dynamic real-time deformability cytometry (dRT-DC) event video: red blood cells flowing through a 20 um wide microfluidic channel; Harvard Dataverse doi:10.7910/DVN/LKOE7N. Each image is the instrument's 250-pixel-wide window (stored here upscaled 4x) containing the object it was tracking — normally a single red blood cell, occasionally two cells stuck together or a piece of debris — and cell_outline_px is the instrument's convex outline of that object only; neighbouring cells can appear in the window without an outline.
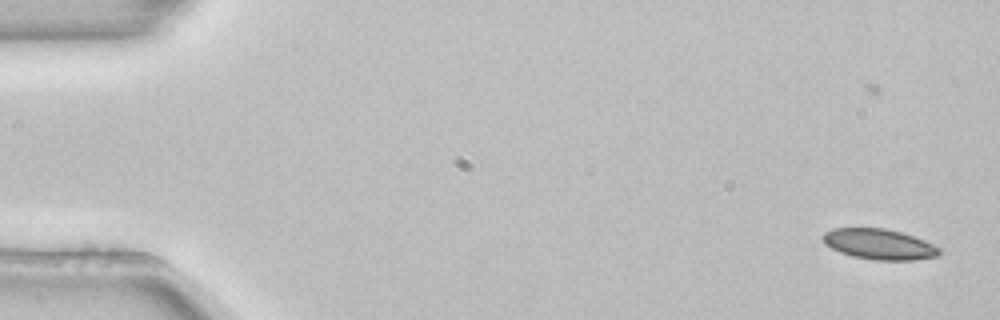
{"species": "common noctule bat (a hibernating species)", "species_latin": "Nyctalus noctula", "temperature_condition": "room temperature", "stored_images_in_passage": 5, "segment_of_instrument_passage": [1, 2], "camera_frame_rate_fps": 3000, "um_per_image_px": 0.085, "animal": {"sex": "female", "body_mass_g": 22.7, "forearm_length_mm": 54.2}, "frame": {"image": 1, "passage_image": 1, "time_ms": 0.0, "image_size_px": [1000, 320], "cell_outline_px": [[940, 252], [936, 256], [912, 260], [872, 260], [852, 256], [840, 252], [824, 244], [820, 236], [824, 232], [832, 228], [884, 228], [900, 232], [924, 240], [940, 248]], "centroid_in_image_um": [74.67, 20.75], "position_along_channel_um": 10.3, "area_um2": 20.69}}